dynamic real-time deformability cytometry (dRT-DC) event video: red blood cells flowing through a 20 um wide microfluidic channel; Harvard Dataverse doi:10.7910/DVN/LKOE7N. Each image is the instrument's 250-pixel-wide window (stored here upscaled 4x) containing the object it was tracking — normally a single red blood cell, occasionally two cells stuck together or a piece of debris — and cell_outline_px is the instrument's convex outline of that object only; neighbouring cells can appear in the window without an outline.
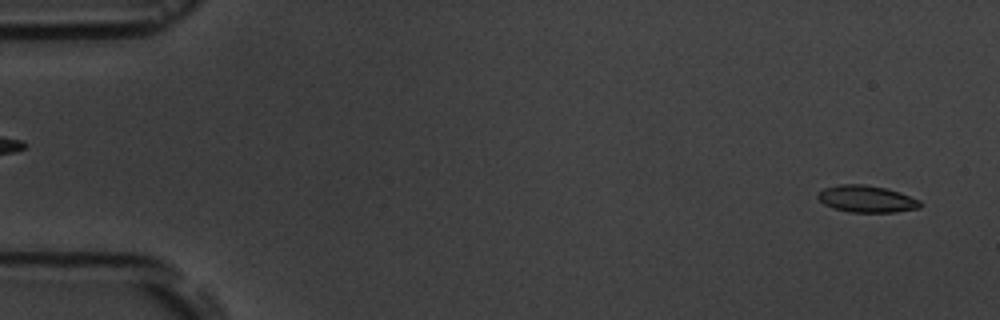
{"species": "common noctule bat (a hibernating species)", "species_latin": "Nyctalus noctula", "temperature_condition": "room temperature", "stored_images_in_passage": 4, "segment_of_instrument_passage": [2, 2], "camera_frame_rate_fps": 3000, "um_per_image_px": 0.085, "animal": {"sex": "male", "body_mass_g": 19.5, "forearm_length_mm": 54.6}, "frame": {"image": 1, "passage_image": 4, "time_ms": 3.333, "image_size_px": [1000, 320], "cell_outline_px": [[920, 208], [896, 212], [848, 212], [832, 208], [824, 204], [816, 196], [824, 188], [840, 184], [864, 184], [884, 188], [900, 192], [920, 200]], "centroid_in_image_um": [73.65, 16.91], "position_along_channel_um": 11.3, "area_um2": 16.01}}